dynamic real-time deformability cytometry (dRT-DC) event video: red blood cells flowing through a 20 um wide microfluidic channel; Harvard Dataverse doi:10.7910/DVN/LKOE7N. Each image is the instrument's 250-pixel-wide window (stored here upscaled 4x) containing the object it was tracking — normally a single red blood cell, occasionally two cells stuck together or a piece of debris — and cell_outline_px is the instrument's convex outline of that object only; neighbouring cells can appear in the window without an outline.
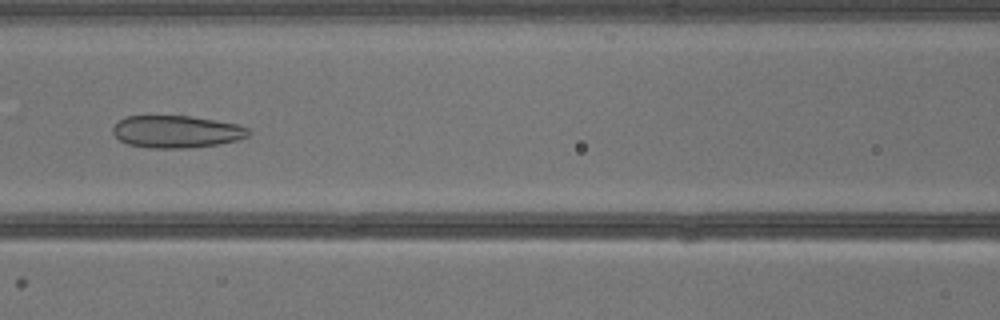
{"species": "common noctule bat (a hibernating species)", "species_latin": "Nyctalus noctula", "temperature_condition": "warm", "stored_images_in_passage": 25, "camera_frame_rate_fps": 3000, "um_per_image_px": 0.085, "animal": {"sex": "male", "body_mass_g": 13.3}, "frame": {"image": 1, "passage_image": 9, "time_ms": 2.667, "image_size_px": [1000, 320], "cell_outline_px": [[252, 132], [248, 136], [236, 140], [216, 144], [188, 148], [148, 148], [128, 144], [120, 140], [112, 132], [112, 128], [124, 116], [188, 116], [216, 120], [236, 124], [248, 128]], "centroid_in_image_um": [14.99, 11.19], "position_along_channel_um": 151.6, "area_um2": 25.43}}
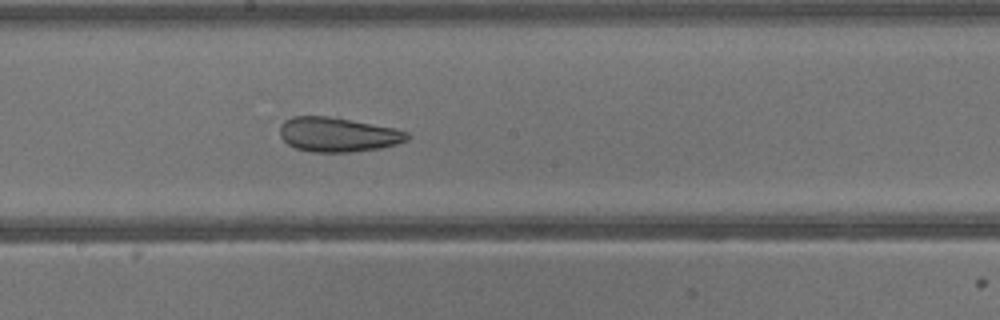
{"frame": {"image": 2, "passage_image": 13, "time_ms": 4.0, "image_size_px": [1000, 320], "cell_outline_px": [[412, 136], [408, 140], [396, 144], [380, 148], [348, 152], [312, 152], [296, 148], [288, 144], [280, 136], [280, 124], [284, 120], [292, 116], [328, 116], [396, 128], [408, 132]], "centroid_in_image_um": [28.72, 11.43], "position_along_channel_um": 219.5, "area_um2": 25.66}}
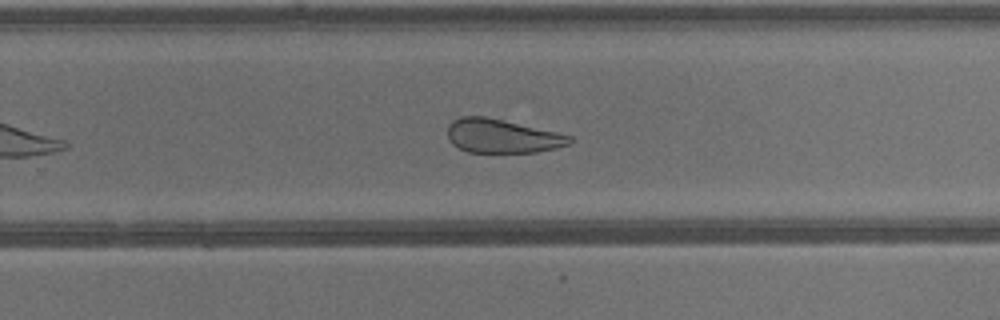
{"frame": {"image": 3, "passage_image": 17, "time_ms": 5.333, "image_size_px": [1000, 320], "cell_outline_px": [[572, 140], [568, 144], [556, 148], [536, 152], [468, 152], [452, 144], [448, 140], [448, 124], [452, 120], [460, 116], [484, 116], [504, 120], [556, 132], [572, 136]], "centroid_in_image_um": [42.64, 11.56], "position_along_channel_um": 287.2, "area_um2": 23.99}}